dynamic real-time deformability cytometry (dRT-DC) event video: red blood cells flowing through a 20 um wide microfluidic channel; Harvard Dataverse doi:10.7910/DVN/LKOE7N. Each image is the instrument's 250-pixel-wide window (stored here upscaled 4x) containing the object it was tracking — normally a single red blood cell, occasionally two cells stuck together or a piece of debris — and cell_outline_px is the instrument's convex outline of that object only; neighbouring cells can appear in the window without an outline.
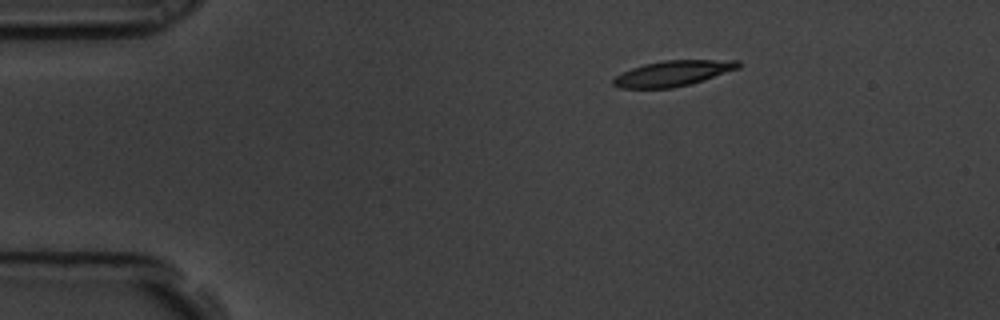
{"species": "common noctule bat (a hibernating species)", "species_latin": "Nyctalus noctula", "temperature_condition": "room temperature", "stored_images_in_passage": 3, "camera_frame_rate_fps": 3000, "um_per_image_px": 0.085, "animal": {"sex": "male", "body_mass_g": 19.5, "forearm_length_mm": 54.6}, "frame": {"image": 1, "passage_image": 1, "time_ms": 0.0, "image_size_px": [1000, 320], "cell_outline_px": [[740, 68], [688, 84], [672, 88], [620, 88], [612, 84], [612, 80], [616, 76], [632, 68], [644, 64], [664, 60], [740, 60]], "centroid_in_image_um": [57.19, 6.23], "position_along_channel_um": 27.8, "area_um2": 18.32}}